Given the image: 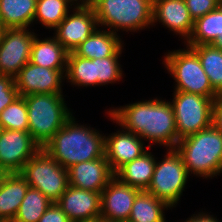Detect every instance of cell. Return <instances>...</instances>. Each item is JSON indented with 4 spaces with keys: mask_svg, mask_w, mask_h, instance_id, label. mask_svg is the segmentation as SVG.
I'll return each mask as SVG.
<instances>
[{
    "mask_svg": "<svg viewBox=\"0 0 222 222\" xmlns=\"http://www.w3.org/2000/svg\"><path fill=\"white\" fill-rule=\"evenodd\" d=\"M40 149L29 132L1 129L0 168L5 173H20Z\"/></svg>",
    "mask_w": 222,
    "mask_h": 222,
    "instance_id": "12",
    "label": "cell"
},
{
    "mask_svg": "<svg viewBox=\"0 0 222 222\" xmlns=\"http://www.w3.org/2000/svg\"><path fill=\"white\" fill-rule=\"evenodd\" d=\"M36 34L32 46L29 62L49 69H67L68 51L54 36L41 38Z\"/></svg>",
    "mask_w": 222,
    "mask_h": 222,
    "instance_id": "21",
    "label": "cell"
},
{
    "mask_svg": "<svg viewBox=\"0 0 222 222\" xmlns=\"http://www.w3.org/2000/svg\"><path fill=\"white\" fill-rule=\"evenodd\" d=\"M210 213L212 212H203L202 210L197 213L194 212L193 215L182 222H221L219 218L217 219V216L214 217L215 215H211Z\"/></svg>",
    "mask_w": 222,
    "mask_h": 222,
    "instance_id": "36",
    "label": "cell"
},
{
    "mask_svg": "<svg viewBox=\"0 0 222 222\" xmlns=\"http://www.w3.org/2000/svg\"><path fill=\"white\" fill-rule=\"evenodd\" d=\"M173 108L179 139L197 133L213 124V99L182 91H174Z\"/></svg>",
    "mask_w": 222,
    "mask_h": 222,
    "instance_id": "9",
    "label": "cell"
},
{
    "mask_svg": "<svg viewBox=\"0 0 222 222\" xmlns=\"http://www.w3.org/2000/svg\"><path fill=\"white\" fill-rule=\"evenodd\" d=\"M121 37L120 34L98 27L73 53L88 59L121 56L125 49Z\"/></svg>",
    "mask_w": 222,
    "mask_h": 222,
    "instance_id": "19",
    "label": "cell"
},
{
    "mask_svg": "<svg viewBox=\"0 0 222 222\" xmlns=\"http://www.w3.org/2000/svg\"><path fill=\"white\" fill-rule=\"evenodd\" d=\"M64 94L24 96L28 113V132L42 148L72 117Z\"/></svg>",
    "mask_w": 222,
    "mask_h": 222,
    "instance_id": "5",
    "label": "cell"
},
{
    "mask_svg": "<svg viewBox=\"0 0 222 222\" xmlns=\"http://www.w3.org/2000/svg\"><path fill=\"white\" fill-rule=\"evenodd\" d=\"M31 29L6 28L0 44V75L15 77L29 62L31 46L37 34Z\"/></svg>",
    "mask_w": 222,
    "mask_h": 222,
    "instance_id": "11",
    "label": "cell"
},
{
    "mask_svg": "<svg viewBox=\"0 0 222 222\" xmlns=\"http://www.w3.org/2000/svg\"><path fill=\"white\" fill-rule=\"evenodd\" d=\"M90 5L98 27L112 33H135L152 28L153 0H92Z\"/></svg>",
    "mask_w": 222,
    "mask_h": 222,
    "instance_id": "4",
    "label": "cell"
},
{
    "mask_svg": "<svg viewBox=\"0 0 222 222\" xmlns=\"http://www.w3.org/2000/svg\"><path fill=\"white\" fill-rule=\"evenodd\" d=\"M77 4H90L92 0H73Z\"/></svg>",
    "mask_w": 222,
    "mask_h": 222,
    "instance_id": "39",
    "label": "cell"
},
{
    "mask_svg": "<svg viewBox=\"0 0 222 222\" xmlns=\"http://www.w3.org/2000/svg\"><path fill=\"white\" fill-rule=\"evenodd\" d=\"M69 185L101 193L115 176L106 157L73 164L68 169Z\"/></svg>",
    "mask_w": 222,
    "mask_h": 222,
    "instance_id": "18",
    "label": "cell"
},
{
    "mask_svg": "<svg viewBox=\"0 0 222 222\" xmlns=\"http://www.w3.org/2000/svg\"><path fill=\"white\" fill-rule=\"evenodd\" d=\"M215 48L222 50V35L217 37L216 40L211 44Z\"/></svg>",
    "mask_w": 222,
    "mask_h": 222,
    "instance_id": "38",
    "label": "cell"
},
{
    "mask_svg": "<svg viewBox=\"0 0 222 222\" xmlns=\"http://www.w3.org/2000/svg\"><path fill=\"white\" fill-rule=\"evenodd\" d=\"M38 222H71L57 203H52Z\"/></svg>",
    "mask_w": 222,
    "mask_h": 222,
    "instance_id": "34",
    "label": "cell"
},
{
    "mask_svg": "<svg viewBox=\"0 0 222 222\" xmlns=\"http://www.w3.org/2000/svg\"><path fill=\"white\" fill-rule=\"evenodd\" d=\"M109 112L119 125L137 134L150 148L155 144L165 149H175L180 140L172 105L164 98L151 97L149 100L142 99L120 107L113 106Z\"/></svg>",
    "mask_w": 222,
    "mask_h": 222,
    "instance_id": "1",
    "label": "cell"
},
{
    "mask_svg": "<svg viewBox=\"0 0 222 222\" xmlns=\"http://www.w3.org/2000/svg\"><path fill=\"white\" fill-rule=\"evenodd\" d=\"M71 222L93 221L101 215V193L69 185L56 202Z\"/></svg>",
    "mask_w": 222,
    "mask_h": 222,
    "instance_id": "17",
    "label": "cell"
},
{
    "mask_svg": "<svg viewBox=\"0 0 222 222\" xmlns=\"http://www.w3.org/2000/svg\"><path fill=\"white\" fill-rule=\"evenodd\" d=\"M4 174H5V172L0 168V181H1Z\"/></svg>",
    "mask_w": 222,
    "mask_h": 222,
    "instance_id": "41",
    "label": "cell"
},
{
    "mask_svg": "<svg viewBox=\"0 0 222 222\" xmlns=\"http://www.w3.org/2000/svg\"><path fill=\"white\" fill-rule=\"evenodd\" d=\"M5 30H6V28L2 24H0V44H1V41H2L3 34H4Z\"/></svg>",
    "mask_w": 222,
    "mask_h": 222,
    "instance_id": "40",
    "label": "cell"
},
{
    "mask_svg": "<svg viewBox=\"0 0 222 222\" xmlns=\"http://www.w3.org/2000/svg\"><path fill=\"white\" fill-rule=\"evenodd\" d=\"M97 28L98 22L92 6L90 4H76L53 30V36L68 52H73Z\"/></svg>",
    "mask_w": 222,
    "mask_h": 222,
    "instance_id": "10",
    "label": "cell"
},
{
    "mask_svg": "<svg viewBox=\"0 0 222 222\" xmlns=\"http://www.w3.org/2000/svg\"><path fill=\"white\" fill-rule=\"evenodd\" d=\"M162 160L156 159L151 183L146 190L172 209L181 201L189 173L176 149H166Z\"/></svg>",
    "mask_w": 222,
    "mask_h": 222,
    "instance_id": "7",
    "label": "cell"
},
{
    "mask_svg": "<svg viewBox=\"0 0 222 222\" xmlns=\"http://www.w3.org/2000/svg\"><path fill=\"white\" fill-rule=\"evenodd\" d=\"M20 174L30 187L40 190L53 203L69 186L67 168L62 167L43 148L24 165Z\"/></svg>",
    "mask_w": 222,
    "mask_h": 222,
    "instance_id": "8",
    "label": "cell"
},
{
    "mask_svg": "<svg viewBox=\"0 0 222 222\" xmlns=\"http://www.w3.org/2000/svg\"><path fill=\"white\" fill-rule=\"evenodd\" d=\"M149 149L140 157L125 163L114 174L123 183L139 190H147L154 173L155 155Z\"/></svg>",
    "mask_w": 222,
    "mask_h": 222,
    "instance_id": "22",
    "label": "cell"
},
{
    "mask_svg": "<svg viewBox=\"0 0 222 222\" xmlns=\"http://www.w3.org/2000/svg\"><path fill=\"white\" fill-rule=\"evenodd\" d=\"M19 97L14 77L0 75V113Z\"/></svg>",
    "mask_w": 222,
    "mask_h": 222,
    "instance_id": "32",
    "label": "cell"
},
{
    "mask_svg": "<svg viewBox=\"0 0 222 222\" xmlns=\"http://www.w3.org/2000/svg\"><path fill=\"white\" fill-rule=\"evenodd\" d=\"M221 35L222 10L218 6L194 21L191 36L184 44L187 46L210 45Z\"/></svg>",
    "mask_w": 222,
    "mask_h": 222,
    "instance_id": "25",
    "label": "cell"
},
{
    "mask_svg": "<svg viewBox=\"0 0 222 222\" xmlns=\"http://www.w3.org/2000/svg\"><path fill=\"white\" fill-rule=\"evenodd\" d=\"M219 7H220L221 10H222V0H219Z\"/></svg>",
    "mask_w": 222,
    "mask_h": 222,
    "instance_id": "42",
    "label": "cell"
},
{
    "mask_svg": "<svg viewBox=\"0 0 222 222\" xmlns=\"http://www.w3.org/2000/svg\"><path fill=\"white\" fill-rule=\"evenodd\" d=\"M93 222H121V221L112 220L100 215L97 218H95Z\"/></svg>",
    "mask_w": 222,
    "mask_h": 222,
    "instance_id": "37",
    "label": "cell"
},
{
    "mask_svg": "<svg viewBox=\"0 0 222 222\" xmlns=\"http://www.w3.org/2000/svg\"><path fill=\"white\" fill-rule=\"evenodd\" d=\"M172 210L153 194L142 190L136 196L127 222H167L165 211Z\"/></svg>",
    "mask_w": 222,
    "mask_h": 222,
    "instance_id": "24",
    "label": "cell"
},
{
    "mask_svg": "<svg viewBox=\"0 0 222 222\" xmlns=\"http://www.w3.org/2000/svg\"><path fill=\"white\" fill-rule=\"evenodd\" d=\"M67 69H49L28 62L14 77L19 96L63 94Z\"/></svg>",
    "mask_w": 222,
    "mask_h": 222,
    "instance_id": "13",
    "label": "cell"
},
{
    "mask_svg": "<svg viewBox=\"0 0 222 222\" xmlns=\"http://www.w3.org/2000/svg\"><path fill=\"white\" fill-rule=\"evenodd\" d=\"M74 114L42 147L62 167L105 156V134L90 125L78 123Z\"/></svg>",
    "mask_w": 222,
    "mask_h": 222,
    "instance_id": "2",
    "label": "cell"
},
{
    "mask_svg": "<svg viewBox=\"0 0 222 222\" xmlns=\"http://www.w3.org/2000/svg\"><path fill=\"white\" fill-rule=\"evenodd\" d=\"M175 149L190 176L210 180L222 173V134L213 124L181 138Z\"/></svg>",
    "mask_w": 222,
    "mask_h": 222,
    "instance_id": "3",
    "label": "cell"
},
{
    "mask_svg": "<svg viewBox=\"0 0 222 222\" xmlns=\"http://www.w3.org/2000/svg\"><path fill=\"white\" fill-rule=\"evenodd\" d=\"M29 188L20 173H5L0 181V222H12Z\"/></svg>",
    "mask_w": 222,
    "mask_h": 222,
    "instance_id": "20",
    "label": "cell"
},
{
    "mask_svg": "<svg viewBox=\"0 0 222 222\" xmlns=\"http://www.w3.org/2000/svg\"><path fill=\"white\" fill-rule=\"evenodd\" d=\"M120 57L109 56L95 59V87L116 84L122 81L124 71L120 64Z\"/></svg>",
    "mask_w": 222,
    "mask_h": 222,
    "instance_id": "31",
    "label": "cell"
},
{
    "mask_svg": "<svg viewBox=\"0 0 222 222\" xmlns=\"http://www.w3.org/2000/svg\"><path fill=\"white\" fill-rule=\"evenodd\" d=\"M213 125L222 134V93L213 101Z\"/></svg>",
    "mask_w": 222,
    "mask_h": 222,
    "instance_id": "35",
    "label": "cell"
},
{
    "mask_svg": "<svg viewBox=\"0 0 222 222\" xmlns=\"http://www.w3.org/2000/svg\"><path fill=\"white\" fill-rule=\"evenodd\" d=\"M76 4L73 0H37L33 27L39 22L49 32L54 30Z\"/></svg>",
    "mask_w": 222,
    "mask_h": 222,
    "instance_id": "26",
    "label": "cell"
},
{
    "mask_svg": "<svg viewBox=\"0 0 222 222\" xmlns=\"http://www.w3.org/2000/svg\"><path fill=\"white\" fill-rule=\"evenodd\" d=\"M160 23L176 37L179 35L182 43L189 39L194 25L184 0H153L152 27Z\"/></svg>",
    "mask_w": 222,
    "mask_h": 222,
    "instance_id": "15",
    "label": "cell"
},
{
    "mask_svg": "<svg viewBox=\"0 0 222 222\" xmlns=\"http://www.w3.org/2000/svg\"><path fill=\"white\" fill-rule=\"evenodd\" d=\"M52 203L40 190L29 186L12 222H38Z\"/></svg>",
    "mask_w": 222,
    "mask_h": 222,
    "instance_id": "29",
    "label": "cell"
},
{
    "mask_svg": "<svg viewBox=\"0 0 222 222\" xmlns=\"http://www.w3.org/2000/svg\"><path fill=\"white\" fill-rule=\"evenodd\" d=\"M183 45V49L168 50L163 56L162 64L175 80L173 91L188 92L214 100L218 93L212 88L197 53L191 47Z\"/></svg>",
    "mask_w": 222,
    "mask_h": 222,
    "instance_id": "6",
    "label": "cell"
},
{
    "mask_svg": "<svg viewBox=\"0 0 222 222\" xmlns=\"http://www.w3.org/2000/svg\"><path fill=\"white\" fill-rule=\"evenodd\" d=\"M193 21L219 6V0H184Z\"/></svg>",
    "mask_w": 222,
    "mask_h": 222,
    "instance_id": "33",
    "label": "cell"
},
{
    "mask_svg": "<svg viewBox=\"0 0 222 222\" xmlns=\"http://www.w3.org/2000/svg\"><path fill=\"white\" fill-rule=\"evenodd\" d=\"M140 191L114 176L101 192V216L127 222Z\"/></svg>",
    "mask_w": 222,
    "mask_h": 222,
    "instance_id": "16",
    "label": "cell"
},
{
    "mask_svg": "<svg viewBox=\"0 0 222 222\" xmlns=\"http://www.w3.org/2000/svg\"><path fill=\"white\" fill-rule=\"evenodd\" d=\"M65 79L73 88L95 87V59L83 58L69 52Z\"/></svg>",
    "mask_w": 222,
    "mask_h": 222,
    "instance_id": "27",
    "label": "cell"
},
{
    "mask_svg": "<svg viewBox=\"0 0 222 222\" xmlns=\"http://www.w3.org/2000/svg\"><path fill=\"white\" fill-rule=\"evenodd\" d=\"M37 0H0V24L5 28L33 25Z\"/></svg>",
    "mask_w": 222,
    "mask_h": 222,
    "instance_id": "23",
    "label": "cell"
},
{
    "mask_svg": "<svg viewBox=\"0 0 222 222\" xmlns=\"http://www.w3.org/2000/svg\"><path fill=\"white\" fill-rule=\"evenodd\" d=\"M0 126L6 130L28 132V113L24 97L19 96L0 113Z\"/></svg>",
    "mask_w": 222,
    "mask_h": 222,
    "instance_id": "30",
    "label": "cell"
},
{
    "mask_svg": "<svg viewBox=\"0 0 222 222\" xmlns=\"http://www.w3.org/2000/svg\"><path fill=\"white\" fill-rule=\"evenodd\" d=\"M191 47L198 55L201 66L209 78L212 88L222 93V50L210 45H193Z\"/></svg>",
    "mask_w": 222,
    "mask_h": 222,
    "instance_id": "28",
    "label": "cell"
},
{
    "mask_svg": "<svg viewBox=\"0 0 222 222\" xmlns=\"http://www.w3.org/2000/svg\"><path fill=\"white\" fill-rule=\"evenodd\" d=\"M105 112L110 118L111 122L120 126L119 129L115 130L108 135L105 134V157L109 163L111 170L115 173L125 163L133 161L140 157L150 147H146L144 140L137 134L125 130L119 125L111 116L109 109Z\"/></svg>",
    "mask_w": 222,
    "mask_h": 222,
    "instance_id": "14",
    "label": "cell"
}]
</instances>
